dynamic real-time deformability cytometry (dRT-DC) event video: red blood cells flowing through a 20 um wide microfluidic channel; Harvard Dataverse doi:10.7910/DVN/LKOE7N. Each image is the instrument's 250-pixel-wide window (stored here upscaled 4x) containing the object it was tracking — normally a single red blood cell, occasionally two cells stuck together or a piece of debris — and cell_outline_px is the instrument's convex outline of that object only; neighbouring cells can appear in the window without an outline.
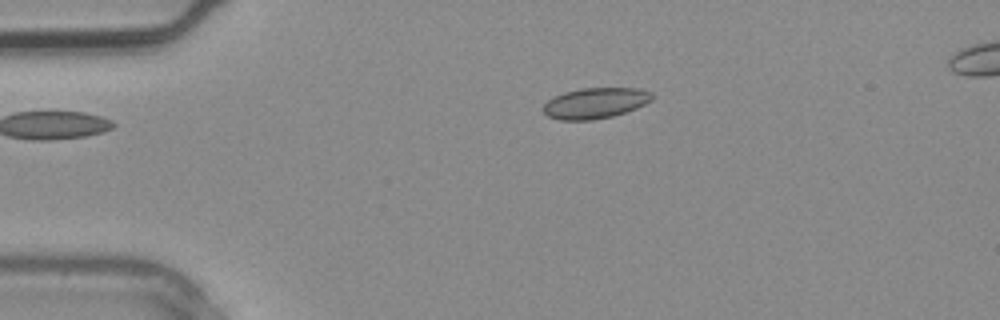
{"species": "common noctule bat (a hibernating species)", "species_latin": "Nyctalus noctula", "temperature_condition": "warm", "stored_images_in_passage": 4, "segment_of_instrument_passage": [1, 2], "camera_frame_rate_fps": 3000, "um_per_image_px": 0.085, "animal": {"sex": "male", "body_mass_g": 20.4}, "frame": {"image": 1, "passage_image": 2, "time_ms": 0.333, "image_size_px": [1000, 320], "cell_outline_px": [[652, 100], [636, 108], [612, 116], [592, 120], [560, 120], [548, 116], [540, 108], [548, 100], [564, 92], [580, 88], [640, 88], [652, 92]], "centroid_in_image_um": [50.58, 8.76], "position_along_channel_um": 34.4, "area_um2": 19.48}}